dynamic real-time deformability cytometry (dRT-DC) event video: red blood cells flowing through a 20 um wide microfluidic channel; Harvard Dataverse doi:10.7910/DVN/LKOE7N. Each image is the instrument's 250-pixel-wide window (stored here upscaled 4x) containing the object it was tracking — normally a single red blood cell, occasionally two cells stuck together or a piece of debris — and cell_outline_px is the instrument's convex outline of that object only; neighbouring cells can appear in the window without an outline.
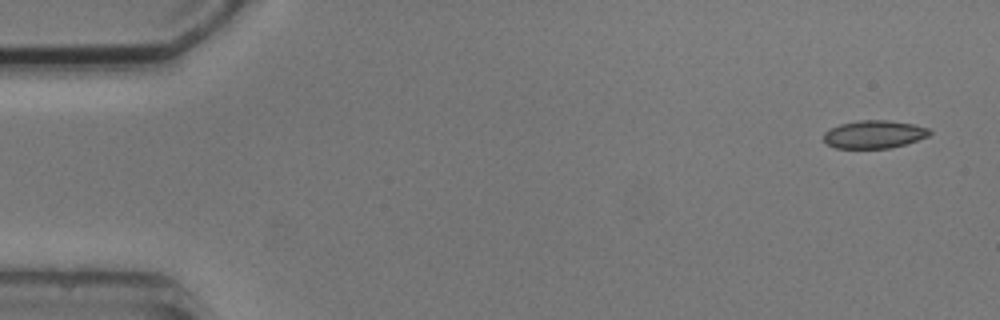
{"species": "common noctule bat (a hibernating species)", "species_latin": "Nyctalus noctula", "temperature_condition": "cold", "stored_images_in_passage": 5, "camera_frame_rate_fps": 3000, "um_per_image_px": 0.085, "animal": {"sex": "male", "body_mass_g": 20.5, "forearm_length_mm": 52.5}, "frame": {"image": 1, "passage_image": 1, "time_ms": 0.0, "image_size_px": [1000, 320], "cell_outline_px": [[932, 132], [928, 136], [892, 148], [836, 148], [828, 144], [824, 140], [824, 132], [828, 128], [840, 124], [860, 120], [888, 120], [912, 124], [928, 128]], "centroid_in_image_um": [74.27, 11.41], "position_along_channel_um": 10.7, "area_um2": 17.17}}
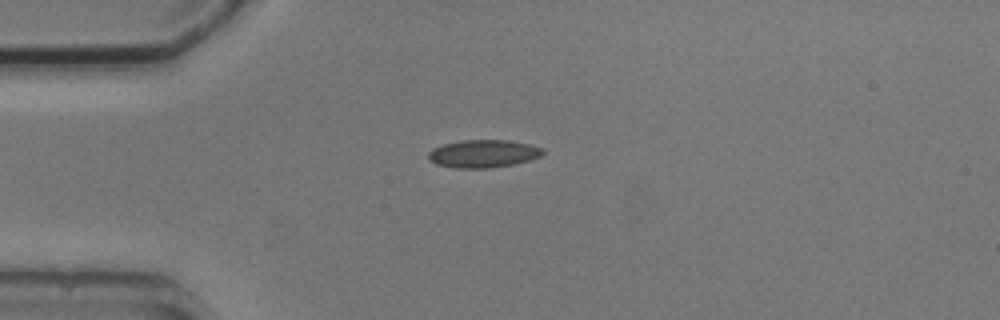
{"frame": {"image": 2, "passage_image": 4, "time_ms": 3.667, "image_size_px": [1000, 320], "cell_outline_px": [[544, 152], [540, 156], [528, 160], [512, 164], [488, 168], [452, 168], [436, 164], [428, 160], [428, 152], [432, 148], [444, 144], [460, 140], [508, 140], [532, 144], [544, 148]], "centroid_in_image_um": [41.05, 13.05], "position_along_channel_um": 43.9, "area_um2": 18.67}}
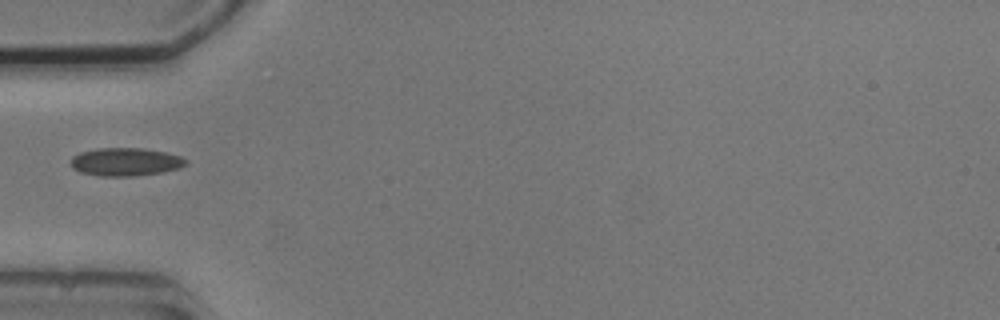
{"frame": {"image": 3, "passage_image": 5, "time_ms": 5.0, "image_size_px": [1000, 320], "cell_outline_px": [[188, 164], [180, 168], [164, 172], [132, 176], [100, 176], [80, 172], [72, 168], [72, 156], [80, 152], [100, 148], [144, 148], [164, 152], [180, 156], [188, 160]], "centroid_in_image_um": [10.7, 13.76], "position_along_channel_um": 74.3, "area_um2": 18.9}}